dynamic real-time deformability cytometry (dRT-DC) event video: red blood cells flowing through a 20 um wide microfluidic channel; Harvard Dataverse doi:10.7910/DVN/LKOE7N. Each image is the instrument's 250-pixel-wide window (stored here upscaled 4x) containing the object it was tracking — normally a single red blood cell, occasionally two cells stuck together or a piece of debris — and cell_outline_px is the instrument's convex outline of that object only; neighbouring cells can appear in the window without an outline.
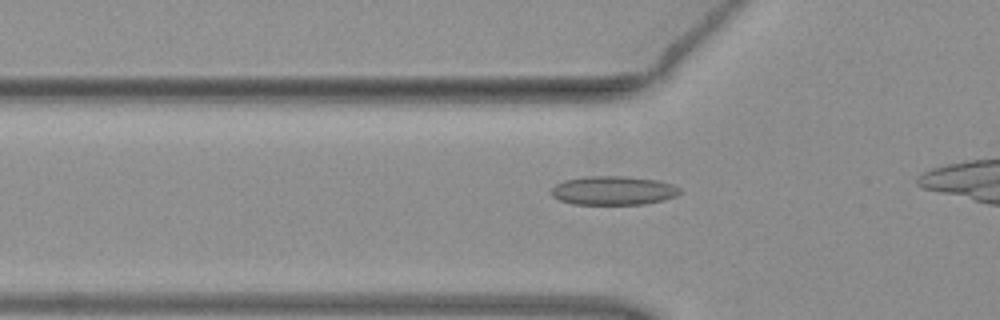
{"species": "common noctule bat (a hibernating species)", "species_latin": "Nyctalus noctula", "temperature_condition": "warm", "stored_images_in_passage": 33, "camera_frame_rate_fps": 3000, "um_per_image_px": 0.085, "animal": {"sex": "female", "body_mass_g": 19.3, "forearm_length_mm": 54.1}, "frame": {"image": 1, "passage_image": 7, "time_ms": 2.0, "image_size_px": [1000, 320], "cell_outline_px": [[680, 192], [676, 196], [664, 200], [644, 204], [572, 204], [560, 200], [552, 196], [552, 188], [556, 184], [564, 180], [588, 176], [628, 176], [656, 180], [672, 184], [680, 188]], "centroid_in_image_um": [52.14, 16.19], "position_along_channel_um": 73.7, "area_um2": 21.62}}
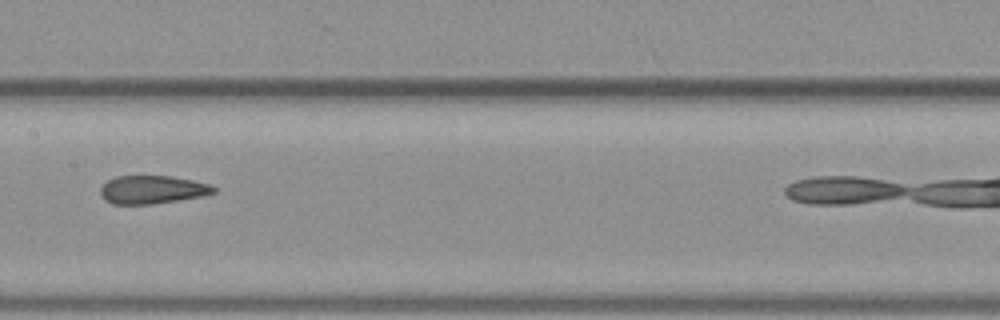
{"frame": {"image": 2, "passage_image": 16, "time_ms": 5.0, "image_size_px": [1000, 320], "cell_outline_px": [[216, 192], [204, 196], [152, 204], [112, 204], [104, 200], [100, 196], [100, 188], [108, 180], [116, 176], [172, 176], [192, 180], [208, 184], [216, 188]], "centroid_in_image_um": [12.92, 16.12], "position_along_channel_um": 194.5, "area_um2": 18.67}}
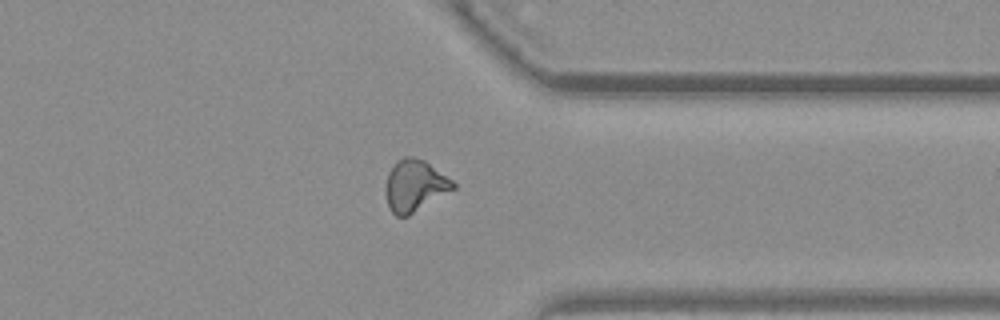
{"frame": {"image": 3, "passage_image": 30, "time_ms": 9.667, "image_size_px": [1000, 320], "cell_outline_px": [[456, 188], [408, 216], [396, 216], [388, 208], [384, 192], [384, 188], [388, 172], [396, 160], [404, 156], [412, 156], [424, 160], [452, 180], [456, 184]], "centroid_in_image_um": [35.21, 15.78], "position_along_channel_um": 376.2, "area_um2": 20.52}}